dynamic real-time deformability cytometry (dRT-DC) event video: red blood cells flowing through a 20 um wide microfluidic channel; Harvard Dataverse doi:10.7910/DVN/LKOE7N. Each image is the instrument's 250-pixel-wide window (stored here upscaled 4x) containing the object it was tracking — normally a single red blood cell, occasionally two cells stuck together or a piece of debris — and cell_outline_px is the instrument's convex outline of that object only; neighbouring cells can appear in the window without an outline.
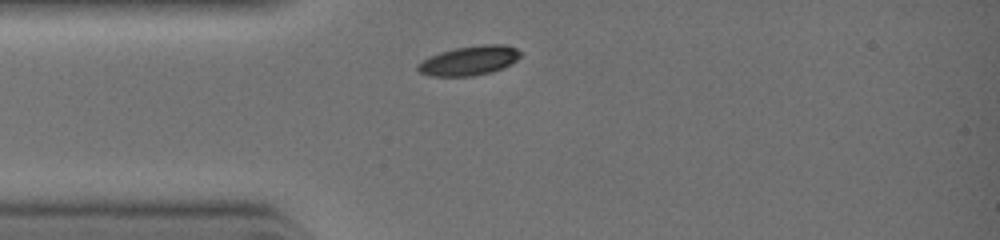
{"species": "common noctule bat (a hibernating species)", "species_latin": "Nyctalus noctula", "temperature_condition": "warm", "stored_images_in_passage": 21, "camera_frame_rate_fps": 3000, "um_per_image_px": 0.085, "animal": {"sex": "female", "body_mass_g": 19.0, "forearm_length_mm": 51.5}, "frame": {"image": 1, "passage_image": 1, "time_ms": 0.0, "image_size_px": [1000, 240], "cell_outline_px": [[520, 56], [512, 64], [492, 72], [472, 76], [432, 76], [420, 72], [416, 68], [416, 64], [428, 56], [440, 52], [456, 48], [480, 44], [504, 44], [516, 48], [520, 52]], "centroid_in_image_um": [39.87, 5.15], "position_along_channel_um": 45.1, "area_um2": 17.69}}
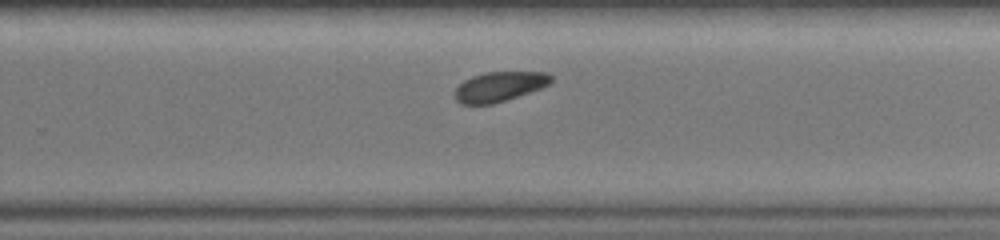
{"frame": {"image": 2, "passage_image": 14, "time_ms": 4.333, "image_size_px": [1000, 240], "cell_outline_px": [[552, 80], [548, 84], [540, 88], [492, 104], [460, 104], [456, 100], [456, 88], [464, 80], [472, 76], [488, 72], [548, 72], [552, 76]], "centroid_in_image_um": [42.44, 7.35], "position_along_channel_um": 287.4, "area_um2": 16.36}}
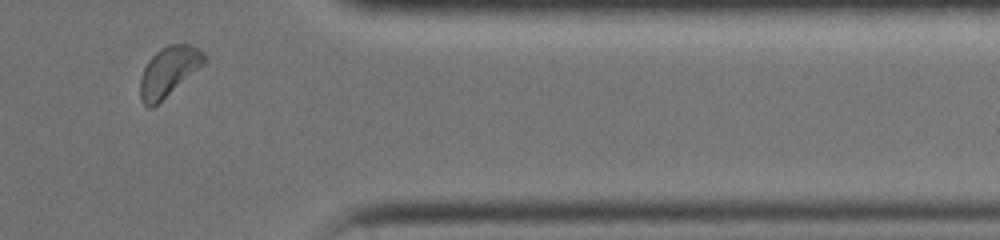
{"frame": {"image": 3, "passage_image": 20, "time_ms": 6.333, "image_size_px": [1000, 240], "cell_outline_px": [[208, 60], [152, 108], [148, 108], [140, 100], [140, 76], [148, 60], [160, 48], [168, 44], [188, 44], [204, 52], [208, 56]], "centroid_in_image_um": [14.33, 6.06], "position_along_channel_um": 397.1, "area_um2": 18.38}}